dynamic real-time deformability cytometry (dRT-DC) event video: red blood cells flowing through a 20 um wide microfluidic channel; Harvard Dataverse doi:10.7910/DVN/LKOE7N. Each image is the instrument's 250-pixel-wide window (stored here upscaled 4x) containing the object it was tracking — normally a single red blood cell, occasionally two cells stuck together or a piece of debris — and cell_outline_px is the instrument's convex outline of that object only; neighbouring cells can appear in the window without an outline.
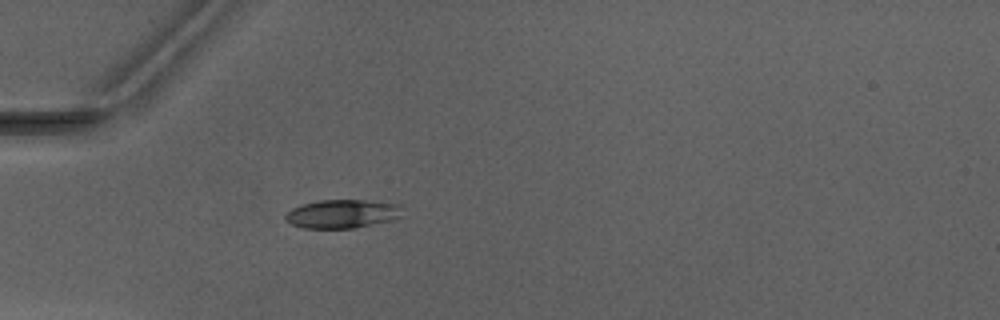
{"species": "Egyptian fruit bat (a non-hibernating species)", "species_latin": "Rousettus aegyptiacus", "temperature_condition": "warm", "stored_images_in_passage": 1, "camera_frame_rate_fps": 3000, "um_per_image_px": 0.085, "animal": {"sex": "male"}, "frame": {"image": 1, "passage_image": 1, "time_ms": 0.0, "image_size_px": [1000, 320], "cell_outline_px": [[400, 216], [392, 220], [352, 228], [304, 228], [292, 224], [284, 220], [284, 216], [292, 208], [304, 204], [320, 200], [368, 200], [400, 204]], "centroid_in_image_um": [29.07, 18.17], "position_along_channel_um": 55.9, "area_um2": 19.31}}